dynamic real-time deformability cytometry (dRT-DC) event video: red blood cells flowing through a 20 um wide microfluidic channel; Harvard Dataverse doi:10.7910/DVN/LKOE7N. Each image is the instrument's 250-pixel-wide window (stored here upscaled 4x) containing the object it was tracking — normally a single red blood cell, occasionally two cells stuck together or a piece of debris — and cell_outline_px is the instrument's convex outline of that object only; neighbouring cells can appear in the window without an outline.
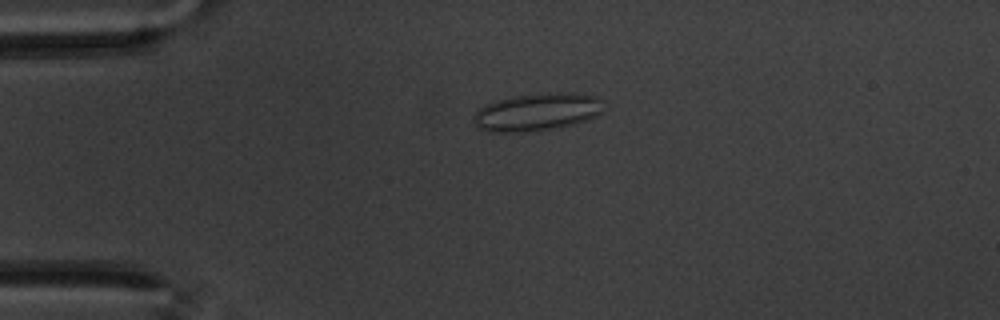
{"species": "common noctule bat (a hibernating species)", "species_latin": "Nyctalus noctula", "temperature_condition": "warm", "stored_images_in_passage": 40, "camera_frame_rate_fps": 3000, "um_per_image_px": 0.085, "animal": {"sex": "male", "body_mass_g": 20.1, "forearm_length_mm": 53.5}, "frame": {"image": 1, "passage_image": 1, "time_ms": 0.0, "image_size_px": [1000, 320], "cell_outline_px": [[604, 112], [588, 120], [560, 128], [524, 132], [488, 132], [476, 128], [472, 120], [472, 116], [480, 108], [496, 100], [516, 96], [548, 92], [572, 92], [596, 96], [604, 100]], "centroid_in_image_um": [45.69, 9.53], "position_along_channel_um": 39.3, "area_um2": 29.19}}
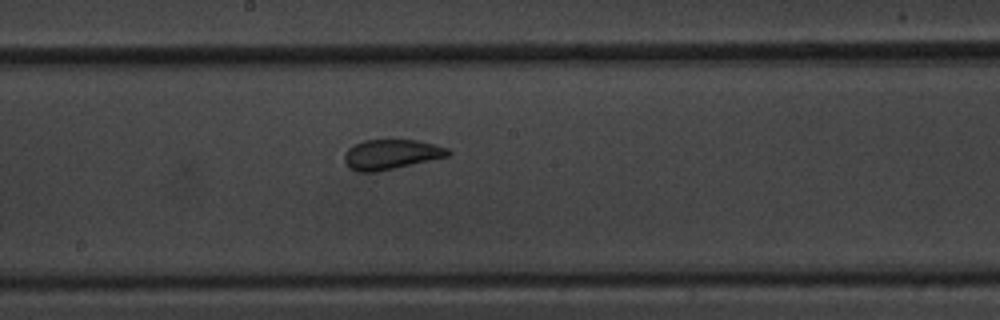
{"frame": {"image": 2, "passage_image": 19, "time_ms": 6.0, "image_size_px": [1000, 320], "cell_outline_px": [[452, 152], [448, 156], [376, 172], [356, 172], [348, 168], [344, 160], [344, 156], [348, 148], [364, 140], [416, 140], [448, 148]], "centroid_in_image_um": [33.21, 13.13], "position_along_channel_um": 215.0, "area_um2": 17.92}}
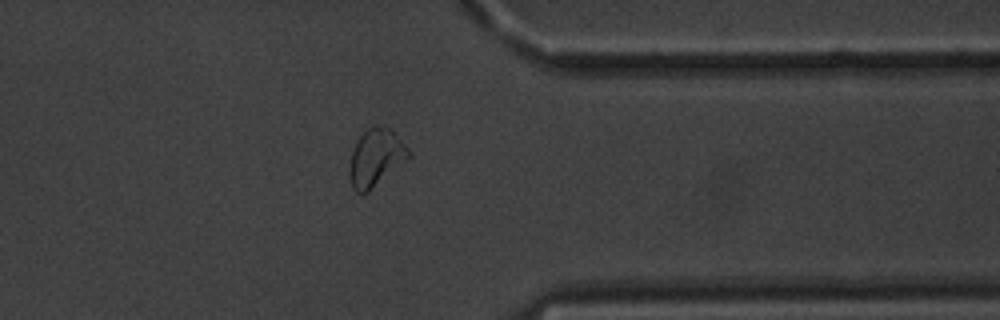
{"frame": {"image": 3, "passage_image": 34, "time_ms": 11.0, "image_size_px": [1000, 320], "cell_outline_px": [[412, 156], [368, 192], [356, 192], [352, 188], [348, 172], [352, 152], [356, 140], [368, 128], [376, 124], [392, 128], [412, 152]], "centroid_in_image_um": [31.97, 13.37], "position_along_channel_um": 379.4, "area_um2": 20.06}, "authors_computed_cell_mechanics": {"area_um2": 18.3226, "velocity_mm_per_s": 3.4295, "shape_relaxation_time_tau1_ms": 9.3433, "shape_relaxation_time_tau2_ms": null, "deformation_change_tau1": 0.1566, "deformation_change_tau2": null}}